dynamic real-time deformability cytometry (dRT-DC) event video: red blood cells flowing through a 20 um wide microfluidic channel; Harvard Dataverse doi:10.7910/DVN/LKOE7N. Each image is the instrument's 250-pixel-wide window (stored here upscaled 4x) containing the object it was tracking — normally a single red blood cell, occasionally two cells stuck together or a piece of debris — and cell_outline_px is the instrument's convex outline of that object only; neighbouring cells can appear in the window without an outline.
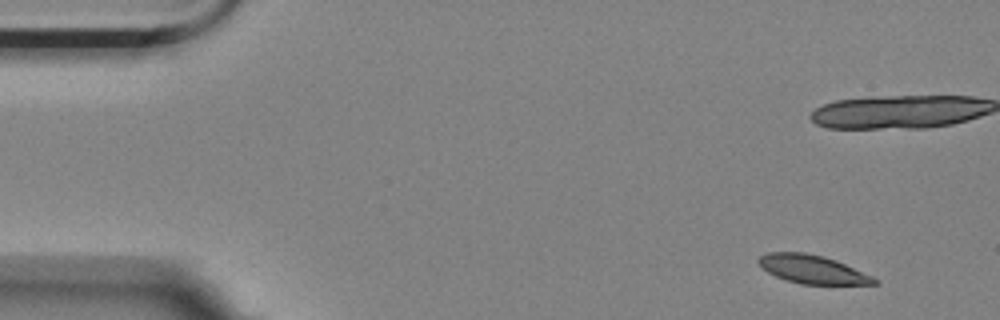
{"species": "Egyptian fruit bat (a non-hibernating species)", "species_latin": "Rousettus aegyptiacus", "temperature_condition": "room temperature", "stored_images_in_passage": 12, "camera_frame_rate_fps": 3000, "um_per_image_px": 0.085, "animal": {"sex": "female"}, "frame": {"image": 1, "passage_image": 1, "time_ms": 0.0, "image_size_px": [1000, 320], "cell_outline_px": [[880, 284], [800, 284], [776, 276], [768, 272], [756, 260], [760, 256], [768, 252], [804, 252], [824, 256], [836, 260], [872, 276], [880, 280]], "centroid_in_image_um": [69.08, 22.89], "position_along_channel_um": 15.9, "area_um2": 19.07}}
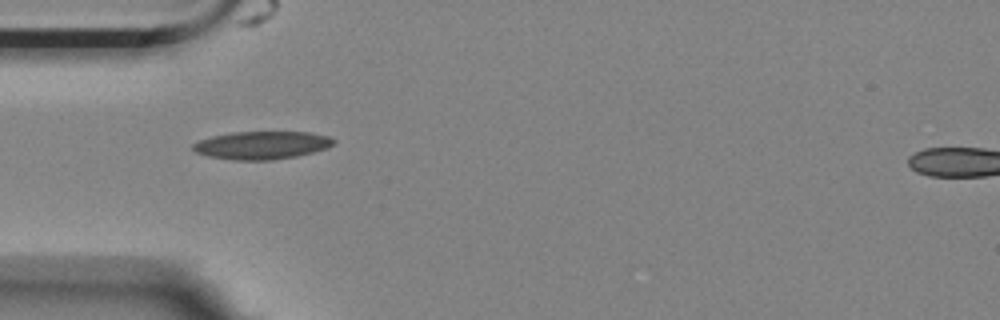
{"frame": {"image": 2, "passage_image": 5, "time_ms": 1.333, "image_size_px": [1000, 320], "cell_outline_px": [[336, 144], [328, 148], [296, 156], [272, 160], [232, 160], [208, 156], [196, 152], [192, 148], [192, 144], [200, 140], [212, 136], [232, 132], [312, 132], [328, 136], [336, 140]], "centroid_in_image_um": [22.29, 12.34], "position_along_channel_um": 62.7, "area_um2": 23.0}}
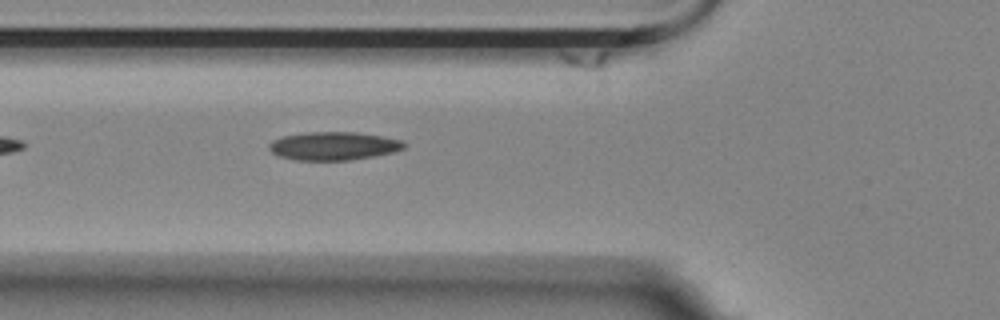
{"frame": {"image": 3, "passage_image": 6, "time_ms": 1.667, "image_size_px": [1000, 320], "cell_outline_px": [[408, 144], [404, 148], [392, 152], [352, 160], [292, 160], [280, 156], [272, 152], [268, 148], [268, 144], [272, 140], [284, 136], [304, 132], [356, 132], [404, 140]], "centroid_in_image_um": [28.35, 12.4], "position_along_channel_um": 97.5, "area_um2": 22.31}}